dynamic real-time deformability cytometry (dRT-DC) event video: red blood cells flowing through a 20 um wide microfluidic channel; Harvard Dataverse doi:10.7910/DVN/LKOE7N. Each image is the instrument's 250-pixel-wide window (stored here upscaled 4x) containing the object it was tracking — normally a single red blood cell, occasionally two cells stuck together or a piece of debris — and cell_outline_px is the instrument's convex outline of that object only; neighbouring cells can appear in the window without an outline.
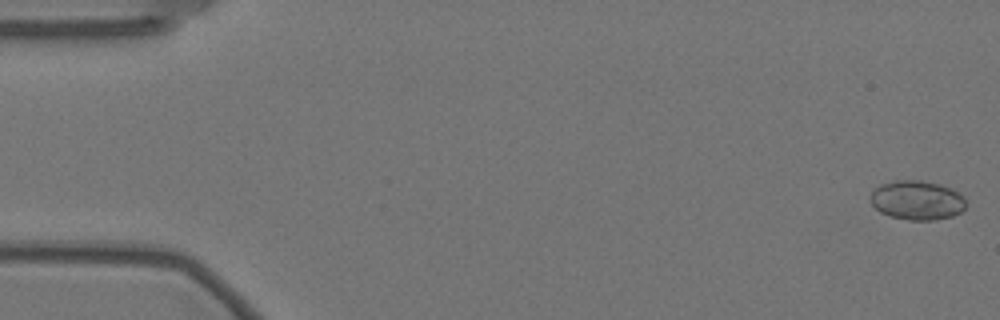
{"species": "Egyptian fruit bat (a non-hibernating species)", "species_latin": "Rousettus aegyptiacus", "temperature_condition": "warm", "stored_images_in_passage": 57, "camera_frame_rate_fps": 3000, "um_per_image_px": 0.085, "animal": {"sex": "female"}, "frame": {"image": 1, "passage_image": 1, "time_ms": 0.0, "image_size_px": [1000, 320], "cell_outline_px": [[964, 208], [960, 212], [952, 216], [936, 220], [908, 220], [888, 216], [880, 212], [872, 204], [868, 196], [872, 188], [880, 184], [896, 180], [920, 180], [940, 184], [952, 188], [964, 196]], "centroid_in_image_um": [77.9, 17.01], "position_along_channel_um": 7.1, "area_um2": 22.2}}
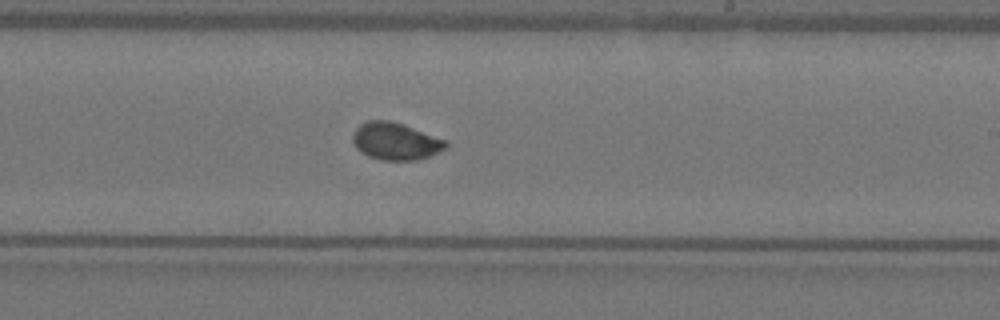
{"frame": {"image": 2, "passage_image": 34, "time_ms": 11.0, "image_size_px": [1000, 320], "cell_outline_px": [[448, 144], [444, 148], [428, 156], [416, 160], [380, 160], [368, 156], [360, 152], [356, 148], [352, 140], [352, 132], [360, 124], [368, 120], [388, 120], [404, 124], [448, 140]], "centroid_in_image_um": [33.59, 11.99], "position_along_channel_um": 255.4, "area_um2": 20.35}}
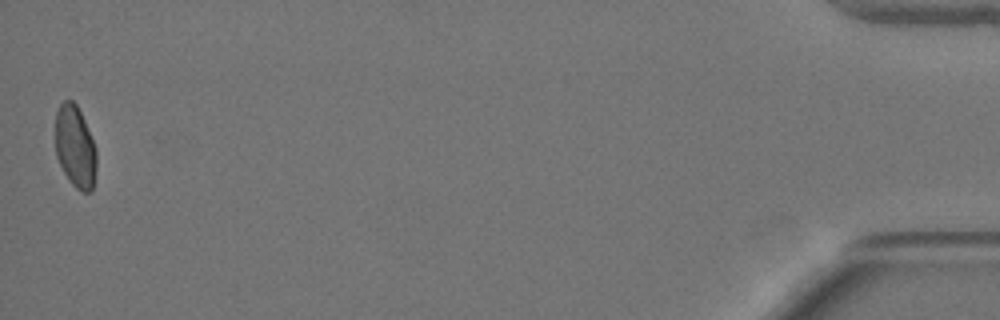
{"frame": {"image": 3, "passage_image": 57, "time_ms": 18.667, "image_size_px": [1000, 320], "cell_outline_px": [[96, 172], [92, 192], [80, 192], [68, 180], [56, 156], [56, 112], [60, 104], [64, 100], [72, 100], [76, 104], [84, 120], [96, 148]], "centroid_in_image_um": [6.4, 12.51], "position_along_channel_um": 428.8, "area_um2": 19.71}, "authors_computed_cell_mechanics": {"area_um2": 20.4034, "velocity_mm_per_s": 3.5083, "shape_relaxation_time_tau1_ms": 7.6354, "shape_relaxation_time_tau2_ms": null, "deformation_change_tau1": 0.1416, "deformation_change_tau2": null}}